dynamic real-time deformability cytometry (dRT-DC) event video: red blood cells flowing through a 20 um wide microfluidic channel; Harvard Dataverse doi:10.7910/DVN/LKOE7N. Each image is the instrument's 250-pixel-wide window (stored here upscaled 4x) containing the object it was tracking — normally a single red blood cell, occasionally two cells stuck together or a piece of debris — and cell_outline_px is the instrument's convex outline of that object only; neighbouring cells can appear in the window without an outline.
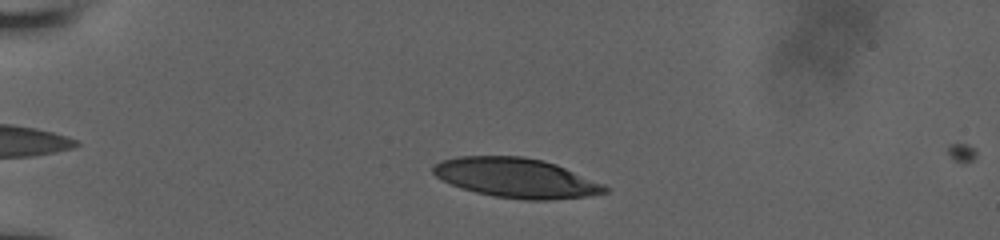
{"species": "human", "species_latin": "Homo sapiens", "temperature_condition": "room temperature", "stored_images_in_passage": 9, "camera_frame_rate_fps": 3000, "um_per_image_px": 0.085, "donor": {"sex": "male"}, "frame": {"image": 1, "passage_image": 7, "time_ms": 2.333, "image_size_px": [1000, 240], "cell_outline_px": [[608, 192], [588, 196], [548, 200], [524, 200], [492, 196], [476, 192], [452, 184], [436, 176], [432, 172], [432, 168], [440, 160], [456, 156], [524, 156], [544, 160], [556, 164], [604, 184], [608, 188]], "centroid_in_image_um": [43.88, 15.11], "position_along_channel_um": 41.1, "area_um2": 39.59}}